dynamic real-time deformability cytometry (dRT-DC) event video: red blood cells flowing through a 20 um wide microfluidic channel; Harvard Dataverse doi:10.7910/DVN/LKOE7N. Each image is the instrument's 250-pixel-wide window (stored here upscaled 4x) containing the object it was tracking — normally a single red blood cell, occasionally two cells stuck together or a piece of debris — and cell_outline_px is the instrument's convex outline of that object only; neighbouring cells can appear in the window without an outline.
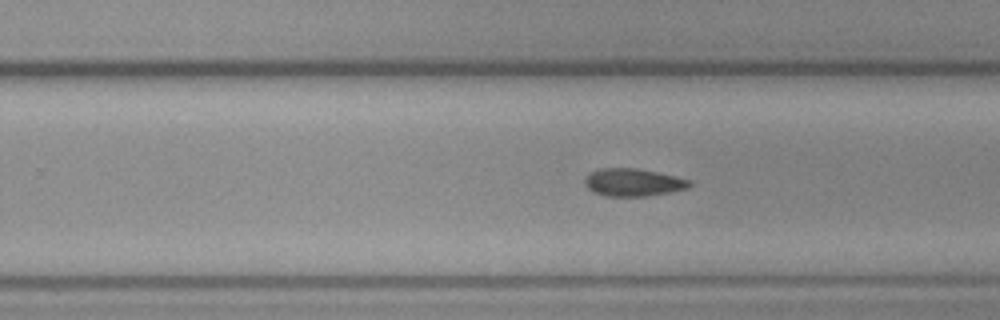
{"species": "common noctule bat (a hibernating species)", "species_latin": "Nyctalus noctula", "temperature_condition": "cold", "stored_images_in_passage": 53, "camera_frame_rate_fps": 3000, "um_per_image_px": 0.085, "animal": {"sex": "female", "body_mass_g": 19.3, "forearm_length_mm": 54.1}, "frame": {"image": 1, "passage_image": 31, "time_ms": 10.0, "image_size_px": [1000, 320], "cell_outline_px": [[692, 184], [688, 188], [648, 196], [604, 196], [592, 192], [584, 184], [584, 180], [592, 172], [600, 168], [636, 168], [676, 176], [692, 180]], "centroid_in_image_um": [53.82, 15.51], "position_along_channel_um": 276.0, "area_um2": 16.88}}
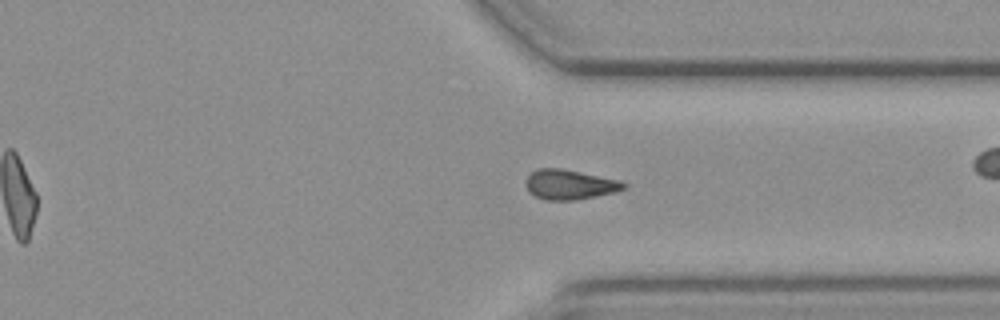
{"frame": {"image": 2, "passage_image": 38, "time_ms": 12.333, "image_size_px": [1000, 320], "cell_outline_px": [[628, 188], [616, 192], [576, 200], [544, 200], [528, 192], [528, 176], [536, 168], [560, 168], [620, 180], [628, 184]], "centroid_in_image_um": [48.48, 15.69], "position_along_channel_um": 362.9, "area_um2": 16.99}}